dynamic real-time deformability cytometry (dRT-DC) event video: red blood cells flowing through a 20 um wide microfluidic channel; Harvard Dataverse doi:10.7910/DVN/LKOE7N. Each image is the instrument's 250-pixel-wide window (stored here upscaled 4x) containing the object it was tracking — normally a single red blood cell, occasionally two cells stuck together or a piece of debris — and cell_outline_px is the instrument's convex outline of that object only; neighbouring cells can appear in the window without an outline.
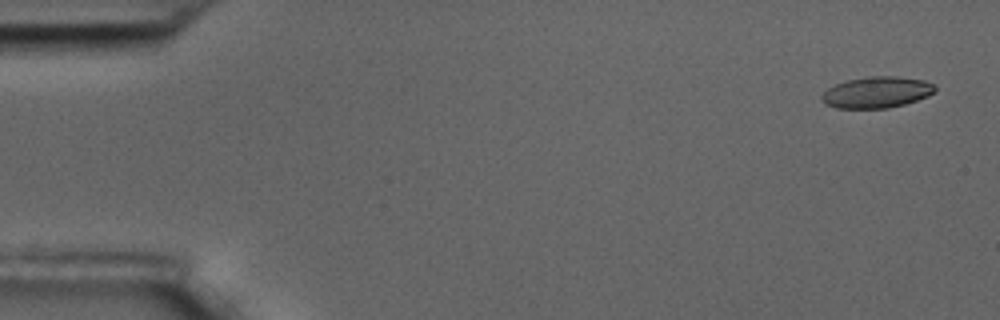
{"species": "common noctule bat (a hibernating species)", "species_latin": "Nyctalus noctula", "temperature_condition": "room temperature", "stored_images_in_passage": 5, "camera_frame_rate_fps": 3000, "um_per_image_px": 0.085, "animal": {"sex": "male", "body_mass_g": 17.5, "forearm_length_mm": 52.3}, "frame": {"image": 1, "passage_image": 1, "time_ms": 0.0, "image_size_px": [1000, 320], "cell_outline_px": [[936, 92], [928, 96], [904, 104], [888, 108], [836, 108], [824, 104], [820, 100], [820, 96], [828, 88], [836, 84], [848, 80], [872, 76], [896, 76], [924, 80], [932, 84], [936, 88]], "centroid_in_image_um": [74.5, 7.85], "position_along_channel_um": 10.5, "area_um2": 20.63}}
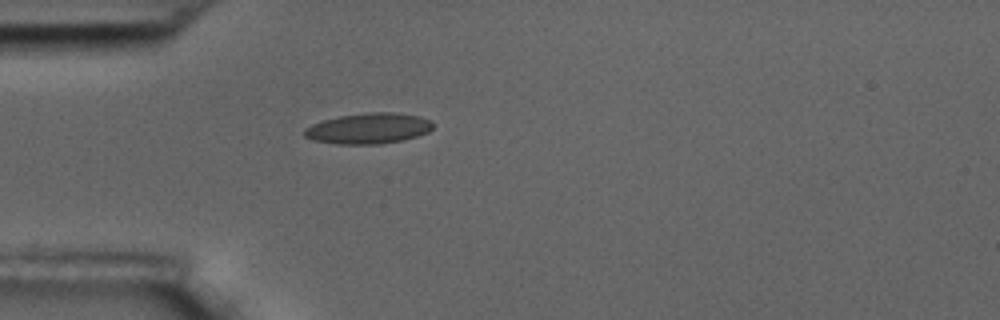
{"frame": {"image": 2, "passage_image": 5, "time_ms": 1.333, "image_size_px": [1000, 320], "cell_outline_px": [[432, 128], [428, 132], [404, 140], [380, 144], [336, 144], [312, 140], [304, 136], [304, 128], [312, 124], [324, 120], [340, 116], [368, 112], [392, 112], [420, 116], [432, 120]], "centroid_in_image_um": [31.32, 10.92], "position_along_channel_um": 53.7, "area_um2": 23.06}}